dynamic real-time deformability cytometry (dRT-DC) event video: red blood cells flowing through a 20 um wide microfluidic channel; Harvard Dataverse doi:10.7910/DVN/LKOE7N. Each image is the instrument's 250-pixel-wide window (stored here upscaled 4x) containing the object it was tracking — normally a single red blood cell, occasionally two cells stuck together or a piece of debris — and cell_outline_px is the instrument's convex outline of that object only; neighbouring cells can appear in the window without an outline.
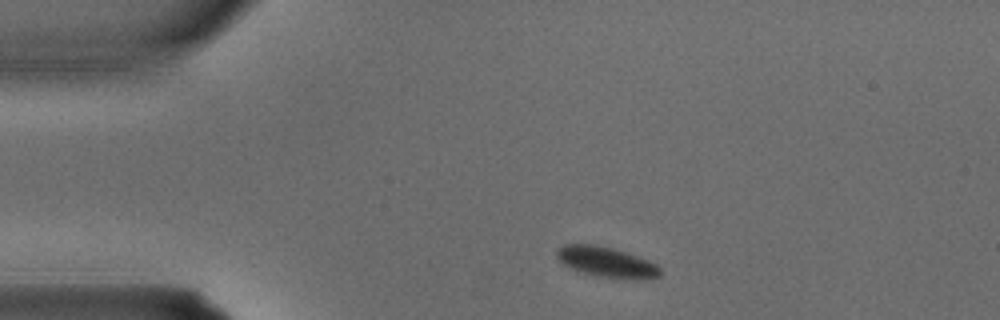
{"species": "common noctule bat (a hibernating species)", "species_latin": "Nyctalus noctula", "temperature_condition": "warm", "stored_images_in_passage": 2, "camera_frame_rate_fps": 3000, "um_per_image_px": 0.085, "animal": {"sex": "male", "body_mass_g": 15.6}, "frame": {"image": 1, "passage_image": 1, "time_ms": 0.0, "image_size_px": [1000, 320], "cell_outline_px": [[660, 276], [644, 280], [632, 280], [596, 276], [580, 272], [568, 268], [556, 256], [556, 248], [564, 244], [596, 244], [612, 248], [648, 260], [656, 264], [660, 268]], "centroid_in_image_um": [51.53, 22.29], "position_along_channel_um": 33.5, "area_um2": 18.55}}